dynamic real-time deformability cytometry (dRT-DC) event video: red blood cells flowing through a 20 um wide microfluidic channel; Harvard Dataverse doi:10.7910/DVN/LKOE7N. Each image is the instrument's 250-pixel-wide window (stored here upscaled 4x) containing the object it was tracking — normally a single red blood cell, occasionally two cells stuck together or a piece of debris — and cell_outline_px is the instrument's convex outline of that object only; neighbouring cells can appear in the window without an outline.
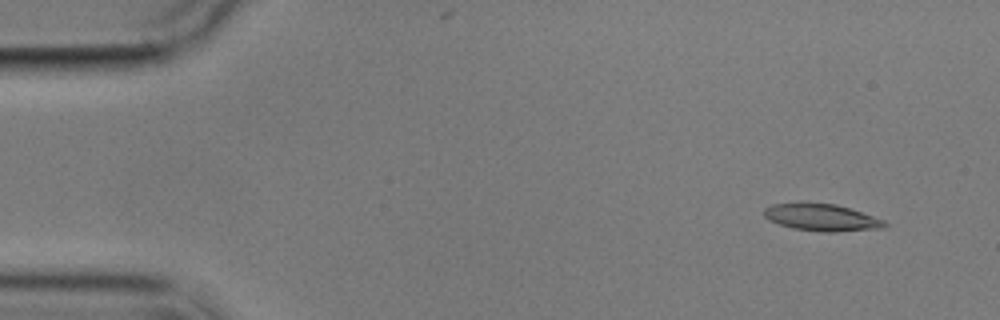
{"species": "common noctule bat (a hibernating species)", "species_latin": "Nyctalus noctula", "temperature_condition": "cold", "stored_images_in_passage": 5, "camera_frame_rate_fps": 3000, "um_per_image_px": 0.085, "animal": {"sex": "male", "body_mass_g": 17.9}, "frame": {"image": 1, "passage_image": 2, "time_ms": 1.333, "image_size_px": [1000, 320], "cell_outline_px": [[888, 224], [884, 228], [836, 232], [820, 232], [792, 228], [768, 220], [764, 216], [764, 208], [772, 204], [800, 200], [836, 204], [884, 220]], "centroid_in_image_um": [69.77, 18.45], "position_along_channel_um": 15.2, "area_um2": 19.54}}
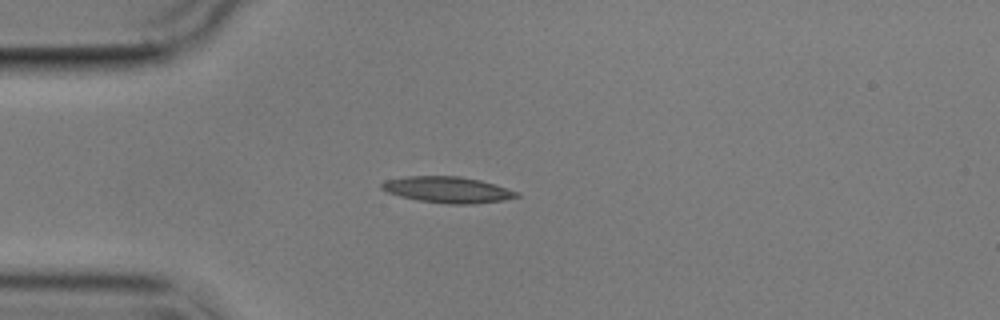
{"frame": {"image": 2, "passage_image": 5, "time_ms": 4.667, "image_size_px": [1000, 320], "cell_outline_px": [[520, 196], [504, 200], [476, 204], [448, 204], [420, 200], [400, 196], [388, 192], [380, 188], [380, 184], [384, 180], [404, 176], [460, 176], [480, 180], [496, 184], [520, 192]], "centroid_in_image_um": [38.07, 16.12], "position_along_channel_um": 46.9, "area_um2": 20.75}}